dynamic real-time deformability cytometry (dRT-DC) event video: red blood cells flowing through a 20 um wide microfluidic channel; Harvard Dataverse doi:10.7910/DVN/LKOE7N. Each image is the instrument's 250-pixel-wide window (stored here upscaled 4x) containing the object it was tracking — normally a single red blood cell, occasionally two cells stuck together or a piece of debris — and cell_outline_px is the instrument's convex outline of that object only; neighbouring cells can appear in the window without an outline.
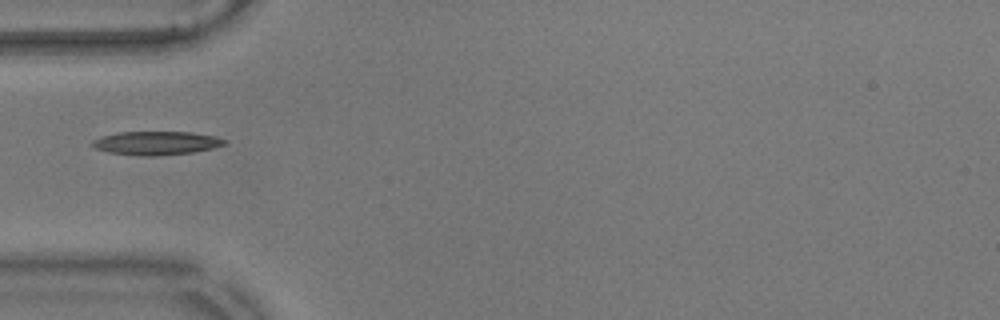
{"species": "common noctule bat (a hibernating species)", "species_latin": "Nyctalus noctula", "temperature_condition": "warm", "stored_images_in_passage": 23, "camera_frame_rate_fps": 3000, "um_per_image_px": 0.085, "animal": {"sex": "male", "body_mass_g": 17.9}, "frame": {"image": 1, "passage_image": 1, "time_ms": 0.0, "image_size_px": [1000, 320], "cell_outline_px": [[228, 140], [224, 144], [212, 148], [192, 152], [152, 156], [140, 156], [108, 152], [96, 148], [88, 144], [92, 140], [116, 132], [192, 132], [216, 136]], "centroid_in_image_um": [13.26, 12.15], "position_along_channel_um": 71.7, "area_um2": 18.15}}
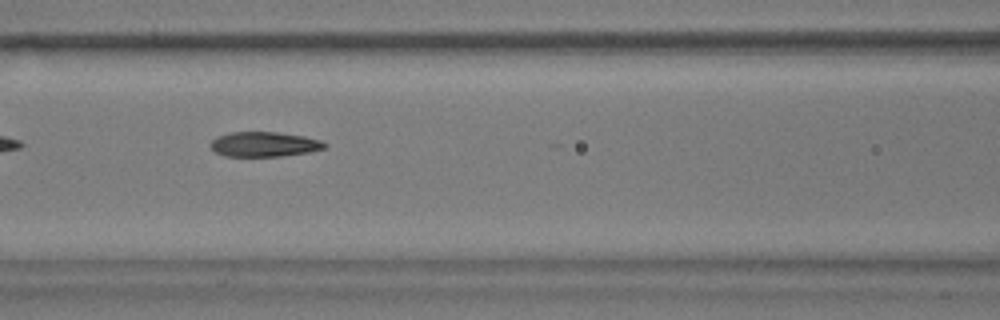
{"frame": {"image": 2, "passage_image": 7, "time_ms": 2.0, "image_size_px": [1000, 320], "cell_outline_px": [[328, 144], [324, 148], [308, 152], [280, 156], [224, 156], [216, 152], [208, 144], [216, 136], [232, 132], [276, 132], [304, 136], [320, 140]], "centroid_in_image_um": [22.43, 12.26], "position_along_channel_um": 144.2, "area_um2": 16.47}}
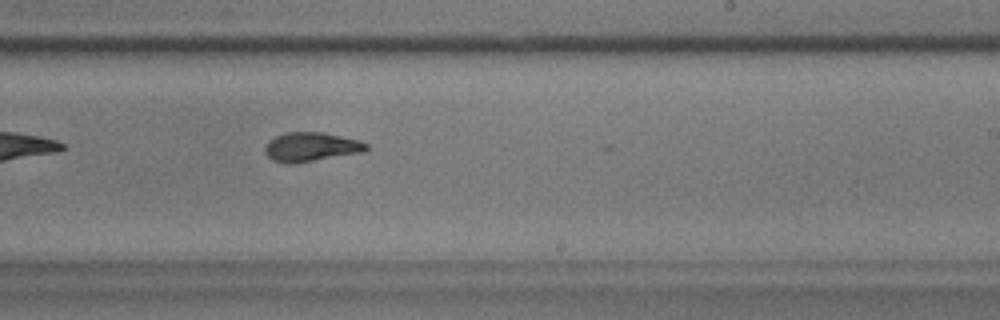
{"frame": {"image": 3, "passage_image": 17, "time_ms": 5.333, "image_size_px": [1000, 320], "cell_outline_px": [[368, 148], [364, 152], [292, 164], [284, 164], [272, 160], [264, 152], [264, 148], [268, 140], [284, 132], [324, 132], [360, 140], [368, 144]], "centroid_in_image_um": [26.42, 12.49], "position_along_channel_um": 262.6, "area_um2": 17.46}}